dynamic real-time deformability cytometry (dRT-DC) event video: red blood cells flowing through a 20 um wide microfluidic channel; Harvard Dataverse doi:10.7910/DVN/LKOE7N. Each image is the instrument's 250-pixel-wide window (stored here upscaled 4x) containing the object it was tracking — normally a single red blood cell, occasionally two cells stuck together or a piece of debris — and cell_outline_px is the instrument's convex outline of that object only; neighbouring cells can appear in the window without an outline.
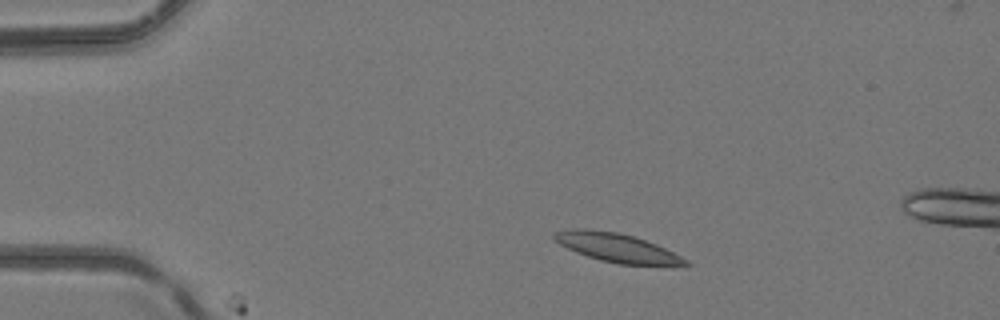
{"species": "common noctule bat (a hibernating species)", "species_latin": "Nyctalus noctula", "temperature_condition": "room temperature", "stored_images_in_passage": 6, "camera_frame_rate_fps": 3000, "um_per_image_px": 0.085, "animal": {"sex": "female", "body_mass_g": 24.6, "forearm_length_mm": 56.2}, "frame": {"image": 1, "passage_image": 2, "time_ms": 1.667, "image_size_px": [1000, 320], "cell_outline_px": [[692, 264], [672, 268], [620, 264], [600, 260], [576, 252], [560, 244], [552, 236], [552, 232], [572, 228], [588, 228], [616, 232], [632, 236], [656, 244], [688, 260]], "centroid_in_image_um": [52.52, 21.09], "position_along_channel_um": 32.5, "area_um2": 22.54}}